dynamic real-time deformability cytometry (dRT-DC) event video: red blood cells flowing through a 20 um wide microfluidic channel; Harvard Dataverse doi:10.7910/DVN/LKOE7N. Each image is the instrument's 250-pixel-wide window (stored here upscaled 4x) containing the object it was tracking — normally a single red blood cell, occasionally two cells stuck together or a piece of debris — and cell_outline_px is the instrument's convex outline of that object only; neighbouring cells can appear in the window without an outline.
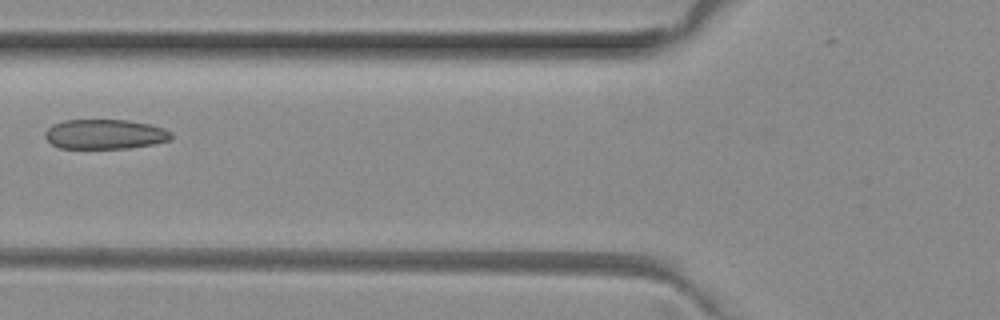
{"species": "common noctule bat (a hibernating species)", "species_latin": "Nyctalus noctula", "temperature_condition": "room temperature", "stored_images_in_passage": 2, "camera_frame_rate_fps": 3000, "um_per_image_px": 0.085, "animal": {"sex": "female", "body_mass_g": 29.2, "forearm_length_mm": 56.3}, "frame": {"image": 1, "passage_image": 2, "time_ms": 0.333, "image_size_px": [1000, 320], "cell_outline_px": [[172, 140], [152, 144], [128, 148], [60, 148], [52, 144], [44, 136], [44, 132], [52, 124], [64, 120], [128, 120], [148, 124], [164, 128], [172, 132]], "centroid_in_image_um": [8.92, 11.4], "position_along_channel_um": 116.9, "area_um2": 21.91}}